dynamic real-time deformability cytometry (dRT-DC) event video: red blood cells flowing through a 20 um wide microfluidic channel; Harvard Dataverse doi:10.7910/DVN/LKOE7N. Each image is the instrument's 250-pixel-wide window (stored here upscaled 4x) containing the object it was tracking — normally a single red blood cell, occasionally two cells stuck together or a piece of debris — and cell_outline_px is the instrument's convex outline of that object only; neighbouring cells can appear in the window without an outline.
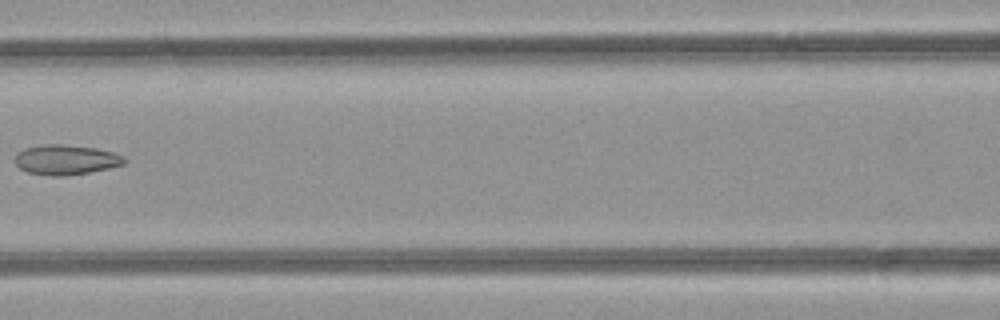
{"species": "common noctule bat (a hibernating species)", "species_latin": "Nyctalus noctula", "temperature_condition": "room temperature", "stored_images_in_passage": 5, "camera_frame_rate_fps": 3000, "um_per_image_px": 0.085, "animal": {"sex": "female", "body_mass_g": 21.9}, "frame": {"image": 1, "passage_image": 5, "time_ms": 5.667, "image_size_px": [1000, 320], "cell_outline_px": [[128, 160], [124, 164], [108, 168], [88, 172], [64, 176], [52, 176], [28, 172], [20, 168], [16, 164], [16, 156], [24, 148], [40, 144], [64, 144], [96, 148], [112, 152], [124, 156]], "centroid_in_image_um": [5.62, 13.57], "position_along_channel_um": 161.0, "area_um2": 19.02}}